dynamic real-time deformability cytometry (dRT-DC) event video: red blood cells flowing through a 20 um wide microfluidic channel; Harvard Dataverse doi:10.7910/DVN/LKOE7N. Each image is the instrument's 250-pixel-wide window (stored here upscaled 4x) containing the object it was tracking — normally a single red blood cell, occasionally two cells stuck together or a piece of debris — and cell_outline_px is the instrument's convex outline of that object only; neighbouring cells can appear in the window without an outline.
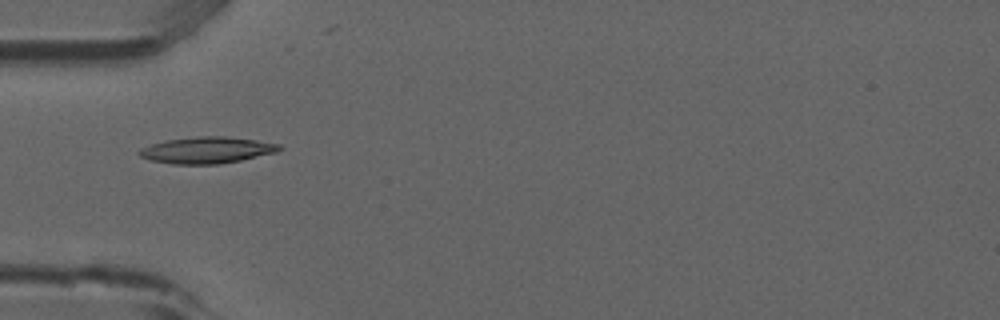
{"species": "common noctule bat (a hibernating species)", "species_latin": "Nyctalus noctula", "temperature_condition": "room temperature", "stored_images_in_passage": 7, "camera_frame_rate_fps": 3000, "um_per_image_px": 0.085, "animal": {"sex": "male", "forearm_length_mm": 52.5}, "frame": {"image": 1, "passage_image": 3, "time_ms": 0.667, "image_size_px": [1000, 320], "cell_outline_px": [[284, 148], [276, 152], [240, 160], [220, 164], [172, 164], [152, 160], [140, 156], [136, 152], [140, 148], [152, 144], [168, 140], [200, 136], [228, 136], [256, 140], [280, 144]], "centroid_in_image_um": [17.6, 12.76], "position_along_channel_um": 67.4, "area_um2": 21.5}}
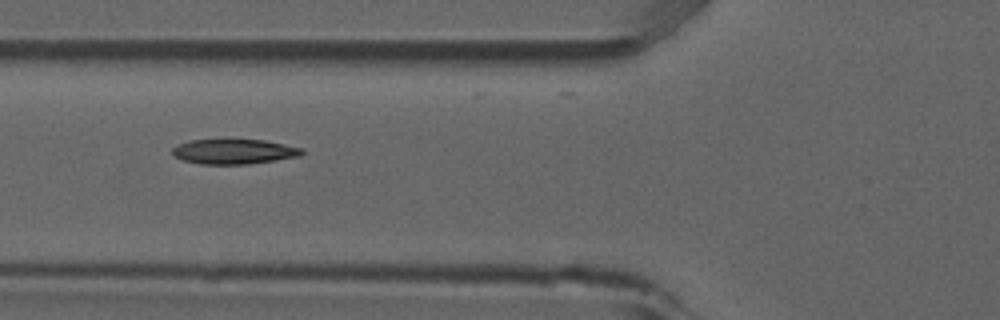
{"frame": {"image": 2, "passage_image": 4, "time_ms": 1.0, "image_size_px": [1000, 320], "cell_outline_px": [[304, 152], [300, 156], [276, 160], [248, 164], [200, 164], [184, 160], [176, 156], [172, 152], [172, 148], [188, 140], [264, 140], [284, 144], [300, 148]], "centroid_in_image_um": [19.89, 12.89], "position_along_channel_um": 105.9, "area_um2": 18.55}}
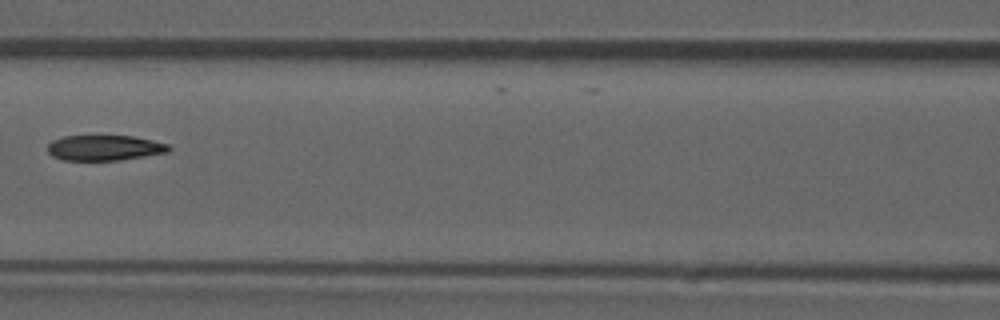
{"frame": {"image": 3, "passage_image": 5, "time_ms": 1.333, "image_size_px": [1000, 320], "cell_outline_px": [[172, 148], [168, 152], [120, 160], [64, 160], [52, 156], [48, 152], [48, 144], [52, 140], [64, 136], [132, 136], [152, 140], [168, 144]], "centroid_in_image_um": [8.88, 12.56], "position_along_channel_um": 157.7, "area_um2": 17.86}}